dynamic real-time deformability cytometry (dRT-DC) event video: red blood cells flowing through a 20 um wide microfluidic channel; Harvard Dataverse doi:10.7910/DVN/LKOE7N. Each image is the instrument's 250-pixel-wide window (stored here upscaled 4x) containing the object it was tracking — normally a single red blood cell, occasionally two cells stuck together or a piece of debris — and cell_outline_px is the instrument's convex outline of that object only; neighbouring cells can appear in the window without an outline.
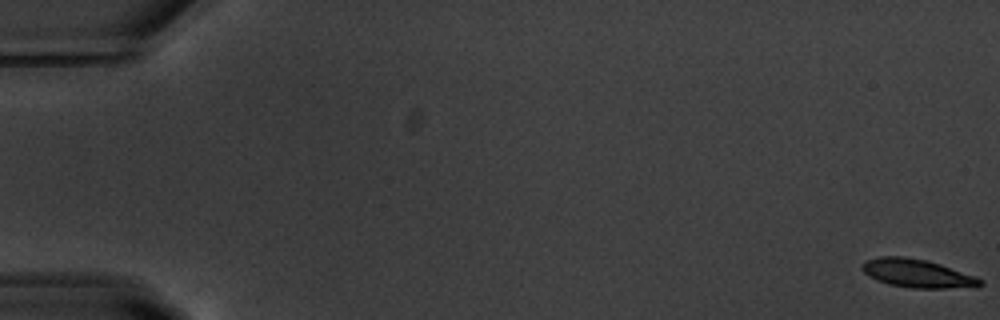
{"species": "common noctule bat (a hibernating species)", "species_latin": "Nyctalus noctula", "temperature_condition": "warm", "stored_images_in_passage": 56, "camera_frame_rate_fps": 3000, "um_per_image_px": 0.085, "animal": {"sex": "male", "body_mass_g": 20.1, "forearm_length_mm": 53.5}, "frame": {"image": 1, "passage_image": 1, "time_ms": 0.0, "image_size_px": [1000, 320], "cell_outline_px": [[984, 284], [976, 288], [912, 288], [888, 284], [876, 280], [868, 276], [860, 268], [860, 264], [864, 260], [880, 256], [904, 256], [924, 260], [940, 264], [976, 276], [984, 280]], "centroid_in_image_um": [77.98, 23.25], "position_along_channel_um": 7.0, "area_um2": 19.88}}
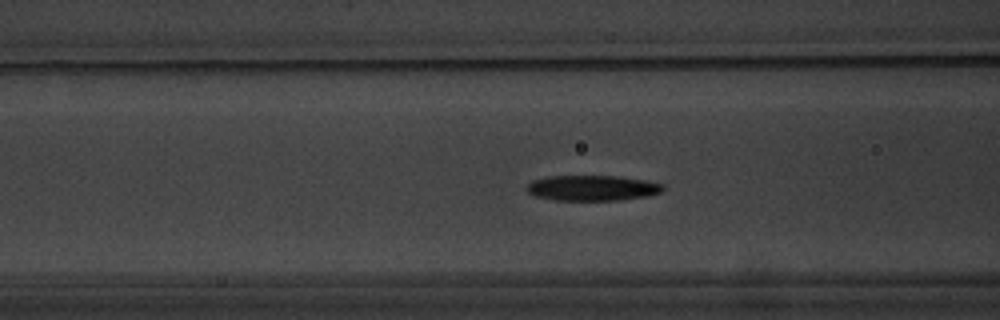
{"frame": {"image": 2, "passage_image": 23, "time_ms": 7.333, "image_size_px": [1000, 320], "cell_outline_px": [[664, 188], [660, 192], [648, 196], [616, 200], [556, 200], [536, 196], [528, 192], [524, 188], [532, 180], [548, 176], [616, 176], [644, 180], [664, 184]], "centroid_in_image_um": [50.32, 15.97], "position_along_channel_um": 116.3, "area_um2": 20.11}}
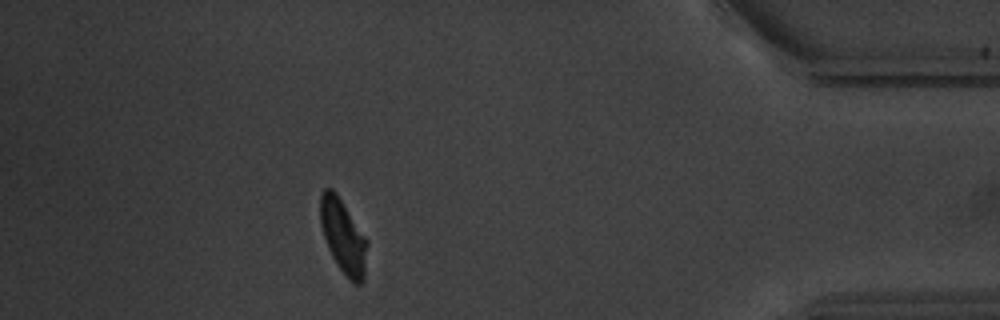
{"frame": {"image": 3, "passage_image": 50, "time_ms": 16.333, "image_size_px": [1000, 320], "cell_outline_px": [[368, 244], [364, 280], [360, 284], [356, 284], [340, 268], [332, 256], [328, 248], [320, 224], [320, 196], [324, 188], [332, 188], [336, 192], [368, 240]], "centroid_in_image_um": [29.18, 20.06], "position_along_channel_um": 406.0, "area_um2": 20.06}, "authors_computed_cell_mechanics": {"area_um2": 20.2589, "velocity_mm_per_s": 3.7011, "shape_relaxation_time_tau1_ms": 2.5571, "shape_relaxation_time_tau2_ms": 5.2382, "deformation_change_tau1": 0.1422, "deformation_change_tau2": 0.0754}}